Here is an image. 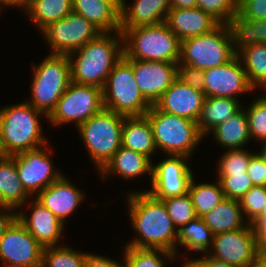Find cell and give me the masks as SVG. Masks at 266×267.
I'll return each instance as SVG.
<instances>
[{
  "mask_svg": "<svg viewBox=\"0 0 266 267\" xmlns=\"http://www.w3.org/2000/svg\"><path fill=\"white\" fill-rule=\"evenodd\" d=\"M126 194L129 220L138 236L125 246L162 249L177 256L178 230L174 227L163 200L155 198L146 190Z\"/></svg>",
  "mask_w": 266,
  "mask_h": 267,
  "instance_id": "obj_1",
  "label": "cell"
},
{
  "mask_svg": "<svg viewBox=\"0 0 266 267\" xmlns=\"http://www.w3.org/2000/svg\"><path fill=\"white\" fill-rule=\"evenodd\" d=\"M123 55L122 32H101L68 55L71 81L103 89L112 68Z\"/></svg>",
  "mask_w": 266,
  "mask_h": 267,
  "instance_id": "obj_2",
  "label": "cell"
},
{
  "mask_svg": "<svg viewBox=\"0 0 266 267\" xmlns=\"http://www.w3.org/2000/svg\"><path fill=\"white\" fill-rule=\"evenodd\" d=\"M47 116L26 100L0 109L2 139L9 156L41 147L48 142L43 136L40 118Z\"/></svg>",
  "mask_w": 266,
  "mask_h": 267,
  "instance_id": "obj_3",
  "label": "cell"
},
{
  "mask_svg": "<svg viewBox=\"0 0 266 267\" xmlns=\"http://www.w3.org/2000/svg\"><path fill=\"white\" fill-rule=\"evenodd\" d=\"M123 35V51L127 59L178 63L181 40L170 30L166 22L120 28Z\"/></svg>",
  "mask_w": 266,
  "mask_h": 267,
  "instance_id": "obj_4",
  "label": "cell"
},
{
  "mask_svg": "<svg viewBox=\"0 0 266 267\" xmlns=\"http://www.w3.org/2000/svg\"><path fill=\"white\" fill-rule=\"evenodd\" d=\"M145 116L151 124L157 150L168 156L191 157L204 138L196 122L162 112L155 105L151 106Z\"/></svg>",
  "mask_w": 266,
  "mask_h": 267,
  "instance_id": "obj_5",
  "label": "cell"
},
{
  "mask_svg": "<svg viewBox=\"0 0 266 267\" xmlns=\"http://www.w3.org/2000/svg\"><path fill=\"white\" fill-rule=\"evenodd\" d=\"M41 61L32 63L31 98L27 102L48 117L71 82L70 59L49 54Z\"/></svg>",
  "mask_w": 266,
  "mask_h": 267,
  "instance_id": "obj_6",
  "label": "cell"
},
{
  "mask_svg": "<svg viewBox=\"0 0 266 267\" xmlns=\"http://www.w3.org/2000/svg\"><path fill=\"white\" fill-rule=\"evenodd\" d=\"M125 116L104 108L77 127L81 141L99 172L122 146Z\"/></svg>",
  "mask_w": 266,
  "mask_h": 267,
  "instance_id": "obj_7",
  "label": "cell"
},
{
  "mask_svg": "<svg viewBox=\"0 0 266 267\" xmlns=\"http://www.w3.org/2000/svg\"><path fill=\"white\" fill-rule=\"evenodd\" d=\"M102 92L104 108L125 117L144 116L152 106L136 83L132 59L124 55L112 68Z\"/></svg>",
  "mask_w": 266,
  "mask_h": 267,
  "instance_id": "obj_8",
  "label": "cell"
},
{
  "mask_svg": "<svg viewBox=\"0 0 266 267\" xmlns=\"http://www.w3.org/2000/svg\"><path fill=\"white\" fill-rule=\"evenodd\" d=\"M234 56L230 31L226 24H219L210 33L182 40L178 65L206 70L221 66Z\"/></svg>",
  "mask_w": 266,
  "mask_h": 267,
  "instance_id": "obj_9",
  "label": "cell"
},
{
  "mask_svg": "<svg viewBox=\"0 0 266 267\" xmlns=\"http://www.w3.org/2000/svg\"><path fill=\"white\" fill-rule=\"evenodd\" d=\"M103 109L101 88L71 81L47 121L54 127L72 122L77 128Z\"/></svg>",
  "mask_w": 266,
  "mask_h": 267,
  "instance_id": "obj_10",
  "label": "cell"
},
{
  "mask_svg": "<svg viewBox=\"0 0 266 267\" xmlns=\"http://www.w3.org/2000/svg\"><path fill=\"white\" fill-rule=\"evenodd\" d=\"M50 54L69 55L95 39L101 31L83 16L71 12L41 31Z\"/></svg>",
  "mask_w": 266,
  "mask_h": 267,
  "instance_id": "obj_11",
  "label": "cell"
},
{
  "mask_svg": "<svg viewBox=\"0 0 266 267\" xmlns=\"http://www.w3.org/2000/svg\"><path fill=\"white\" fill-rule=\"evenodd\" d=\"M48 145L49 143L13 155L19 180L22 182L26 192L31 196L33 194L37 196L43 189L63 175L62 171H58L53 167L52 159L50 160L51 157L49 156L52 153V148Z\"/></svg>",
  "mask_w": 266,
  "mask_h": 267,
  "instance_id": "obj_12",
  "label": "cell"
},
{
  "mask_svg": "<svg viewBox=\"0 0 266 267\" xmlns=\"http://www.w3.org/2000/svg\"><path fill=\"white\" fill-rule=\"evenodd\" d=\"M190 157L169 155L152 168L151 189L148 191L157 199H167L188 193L193 172L188 165ZM187 162V163H186Z\"/></svg>",
  "mask_w": 266,
  "mask_h": 267,
  "instance_id": "obj_13",
  "label": "cell"
},
{
  "mask_svg": "<svg viewBox=\"0 0 266 267\" xmlns=\"http://www.w3.org/2000/svg\"><path fill=\"white\" fill-rule=\"evenodd\" d=\"M207 255L233 266L249 267L258 257L256 235L251 224L215 234Z\"/></svg>",
  "mask_w": 266,
  "mask_h": 267,
  "instance_id": "obj_14",
  "label": "cell"
},
{
  "mask_svg": "<svg viewBox=\"0 0 266 267\" xmlns=\"http://www.w3.org/2000/svg\"><path fill=\"white\" fill-rule=\"evenodd\" d=\"M44 247L16 218L0 240L2 264L41 267Z\"/></svg>",
  "mask_w": 266,
  "mask_h": 267,
  "instance_id": "obj_15",
  "label": "cell"
},
{
  "mask_svg": "<svg viewBox=\"0 0 266 267\" xmlns=\"http://www.w3.org/2000/svg\"><path fill=\"white\" fill-rule=\"evenodd\" d=\"M204 73L205 97L239 100V94L254 91L238 55H235L229 62L221 66L204 70Z\"/></svg>",
  "mask_w": 266,
  "mask_h": 267,
  "instance_id": "obj_16",
  "label": "cell"
},
{
  "mask_svg": "<svg viewBox=\"0 0 266 267\" xmlns=\"http://www.w3.org/2000/svg\"><path fill=\"white\" fill-rule=\"evenodd\" d=\"M178 63L132 59L136 83L144 98L154 105L177 78Z\"/></svg>",
  "mask_w": 266,
  "mask_h": 267,
  "instance_id": "obj_17",
  "label": "cell"
},
{
  "mask_svg": "<svg viewBox=\"0 0 266 267\" xmlns=\"http://www.w3.org/2000/svg\"><path fill=\"white\" fill-rule=\"evenodd\" d=\"M29 203L27 208L32 209L31 214L28 216L22 210L18 211L19 221L44 248L59 246L65 224L35 197Z\"/></svg>",
  "mask_w": 266,
  "mask_h": 267,
  "instance_id": "obj_18",
  "label": "cell"
},
{
  "mask_svg": "<svg viewBox=\"0 0 266 267\" xmlns=\"http://www.w3.org/2000/svg\"><path fill=\"white\" fill-rule=\"evenodd\" d=\"M204 99L203 92L193 89L176 78L154 105L162 112L196 122Z\"/></svg>",
  "mask_w": 266,
  "mask_h": 267,
  "instance_id": "obj_19",
  "label": "cell"
},
{
  "mask_svg": "<svg viewBox=\"0 0 266 267\" xmlns=\"http://www.w3.org/2000/svg\"><path fill=\"white\" fill-rule=\"evenodd\" d=\"M85 196L64 174L35 198L65 224L66 219L84 202Z\"/></svg>",
  "mask_w": 266,
  "mask_h": 267,
  "instance_id": "obj_20",
  "label": "cell"
},
{
  "mask_svg": "<svg viewBox=\"0 0 266 267\" xmlns=\"http://www.w3.org/2000/svg\"><path fill=\"white\" fill-rule=\"evenodd\" d=\"M170 0H134L130 7L121 1L120 28L156 25L166 21Z\"/></svg>",
  "mask_w": 266,
  "mask_h": 267,
  "instance_id": "obj_21",
  "label": "cell"
},
{
  "mask_svg": "<svg viewBox=\"0 0 266 267\" xmlns=\"http://www.w3.org/2000/svg\"><path fill=\"white\" fill-rule=\"evenodd\" d=\"M170 30L182 41L210 33L219 23L200 8H171L166 21Z\"/></svg>",
  "mask_w": 266,
  "mask_h": 267,
  "instance_id": "obj_22",
  "label": "cell"
},
{
  "mask_svg": "<svg viewBox=\"0 0 266 267\" xmlns=\"http://www.w3.org/2000/svg\"><path fill=\"white\" fill-rule=\"evenodd\" d=\"M152 160L144 154L121 146L100 170L101 180H106L110 175L119 176L124 180H131L150 174L149 181H152Z\"/></svg>",
  "mask_w": 266,
  "mask_h": 267,
  "instance_id": "obj_23",
  "label": "cell"
},
{
  "mask_svg": "<svg viewBox=\"0 0 266 267\" xmlns=\"http://www.w3.org/2000/svg\"><path fill=\"white\" fill-rule=\"evenodd\" d=\"M122 0H73V12L83 16L101 32L120 31Z\"/></svg>",
  "mask_w": 266,
  "mask_h": 267,
  "instance_id": "obj_24",
  "label": "cell"
},
{
  "mask_svg": "<svg viewBox=\"0 0 266 267\" xmlns=\"http://www.w3.org/2000/svg\"><path fill=\"white\" fill-rule=\"evenodd\" d=\"M30 195L19 180L15 158L0 159V206L21 210L26 206Z\"/></svg>",
  "mask_w": 266,
  "mask_h": 267,
  "instance_id": "obj_25",
  "label": "cell"
},
{
  "mask_svg": "<svg viewBox=\"0 0 266 267\" xmlns=\"http://www.w3.org/2000/svg\"><path fill=\"white\" fill-rule=\"evenodd\" d=\"M122 146L151 159L157 151L151 124L144 116L125 117L122 128Z\"/></svg>",
  "mask_w": 266,
  "mask_h": 267,
  "instance_id": "obj_26",
  "label": "cell"
},
{
  "mask_svg": "<svg viewBox=\"0 0 266 267\" xmlns=\"http://www.w3.org/2000/svg\"><path fill=\"white\" fill-rule=\"evenodd\" d=\"M241 100L222 97H205L200 115L196 121L199 132L205 137L218 124L229 120L243 107Z\"/></svg>",
  "mask_w": 266,
  "mask_h": 267,
  "instance_id": "obj_27",
  "label": "cell"
},
{
  "mask_svg": "<svg viewBox=\"0 0 266 267\" xmlns=\"http://www.w3.org/2000/svg\"><path fill=\"white\" fill-rule=\"evenodd\" d=\"M226 25L231 34L235 55H238L245 48L255 44H266L265 18L247 20L237 13Z\"/></svg>",
  "mask_w": 266,
  "mask_h": 267,
  "instance_id": "obj_28",
  "label": "cell"
},
{
  "mask_svg": "<svg viewBox=\"0 0 266 267\" xmlns=\"http://www.w3.org/2000/svg\"><path fill=\"white\" fill-rule=\"evenodd\" d=\"M202 219L214 235L238 230L249 224L245 220L239 201L229 198H224L216 207L204 214Z\"/></svg>",
  "mask_w": 266,
  "mask_h": 267,
  "instance_id": "obj_29",
  "label": "cell"
},
{
  "mask_svg": "<svg viewBox=\"0 0 266 267\" xmlns=\"http://www.w3.org/2000/svg\"><path fill=\"white\" fill-rule=\"evenodd\" d=\"M216 144L224 149L245 148L251 140L245 109H241L229 120L218 124L212 131Z\"/></svg>",
  "mask_w": 266,
  "mask_h": 267,
  "instance_id": "obj_30",
  "label": "cell"
},
{
  "mask_svg": "<svg viewBox=\"0 0 266 267\" xmlns=\"http://www.w3.org/2000/svg\"><path fill=\"white\" fill-rule=\"evenodd\" d=\"M73 12V0H30L25 14L42 31L50 23Z\"/></svg>",
  "mask_w": 266,
  "mask_h": 267,
  "instance_id": "obj_31",
  "label": "cell"
},
{
  "mask_svg": "<svg viewBox=\"0 0 266 267\" xmlns=\"http://www.w3.org/2000/svg\"><path fill=\"white\" fill-rule=\"evenodd\" d=\"M214 234L202 217H196L178 230L177 245L191 252L207 254L213 244Z\"/></svg>",
  "mask_w": 266,
  "mask_h": 267,
  "instance_id": "obj_32",
  "label": "cell"
},
{
  "mask_svg": "<svg viewBox=\"0 0 266 267\" xmlns=\"http://www.w3.org/2000/svg\"><path fill=\"white\" fill-rule=\"evenodd\" d=\"M240 58L248 81L254 89L266 91V44H255L242 50Z\"/></svg>",
  "mask_w": 266,
  "mask_h": 267,
  "instance_id": "obj_33",
  "label": "cell"
},
{
  "mask_svg": "<svg viewBox=\"0 0 266 267\" xmlns=\"http://www.w3.org/2000/svg\"><path fill=\"white\" fill-rule=\"evenodd\" d=\"M194 180L193 176L188 193L192 198L197 217H202L216 207L225 198V195L218 179L215 184L204 182L197 184Z\"/></svg>",
  "mask_w": 266,
  "mask_h": 267,
  "instance_id": "obj_34",
  "label": "cell"
},
{
  "mask_svg": "<svg viewBox=\"0 0 266 267\" xmlns=\"http://www.w3.org/2000/svg\"><path fill=\"white\" fill-rule=\"evenodd\" d=\"M123 267H167L165 262L171 263L177 257L176 254L162 249H143L124 246Z\"/></svg>",
  "mask_w": 266,
  "mask_h": 267,
  "instance_id": "obj_35",
  "label": "cell"
},
{
  "mask_svg": "<svg viewBox=\"0 0 266 267\" xmlns=\"http://www.w3.org/2000/svg\"><path fill=\"white\" fill-rule=\"evenodd\" d=\"M86 254L61 244L46 247L43 249L41 267H84Z\"/></svg>",
  "mask_w": 266,
  "mask_h": 267,
  "instance_id": "obj_36",
  "label": "cell"
},
{
  "mask_svg": "<svg viewBox=\"0 0 266 267\" xmlns=\"http://www.w3.org/2000/svg\"><path fill=\"white\" fill-rule=\"evenodd\" d=\"M162 200L168 215L170 216L172 223L177 230L181 229L189 221L197 217L192 198L189 193Z\"/></svg>",
  "mask_w": 266,
  "mask_h": 267,
  "instance_id": "obj_37",
  "label": "cell"
},
{
  "mask_svg": "<svg viewBox=\"0 0 266 267\" xmlns=\"http://www.w3.org/2000/svg\"><path fill=\"white\" fill-rule=\"evenodd\" d=\"M245 112L251 140H258V143L266 140V96L260 94V97L250 102Z\"/></svg>",
  "mask_w": 266,
  "mask_h": 267,
  "instance_id": "obj_38",
  "label": "cell"
},
{
  "mask_svg": "<svg viewBox=\"0 0 266 267\" xmlns=\"http://www.w3.org/2000/svg\"><path fill=\"white\" fill-rule=\"evenodd\" d=\"M254 152L240 149H227L218 160L217 174H238L247 172L249 161Z\"/></svg>",
  "mask_w": 266,
  "mask_h": 267,
  "instance_id": "obj_39",
  "label": "cell"
},
{
  "mask_svg": "<svg viewBox=\"0 0 266 267\" xmlns=\"http://www.w3.org/2000/svg\"><path fill=\"white\" fill-rule=\"evenodd\" d=\"M200 8L219 24H227L238 13V0H196Z\"/></svg>",
  "mask_w": 266,
  "mask_h": 267,
  "instance_id": "obj_40",
  "label": "cell"
},
{
  "mask_svg": "<svg viewBox=\"0 0 266 267\" xmlns=\"http://www.w3.org/2000/svg\"><path fill=\"white\" fill-rule=\"evenodd\" d=\"M225 198L241 199L252 187L251 180L247 172L238 174H217Z\"/></svg>",
  "mask_w": 266,
  "mask_h": 267,
  "instance_id": "obj_41",
  "label": "cell"
},
{
  "mask_svg": "<svg viewBox=\"0 0 266 267\" xmlns=\"http://www.w3.org/2000/svg\"><path fill=\"white\" fill-rule=\"evenodd\" d=\"M239 204L247 222L251 223L262 211L266 204V186H253L239 199Z\"/></svg>",
  "mask_w": 266,
  "mask_h": 267,
  "instance_id": "obj_42",
  "label": "cell"
},
{
  "mask_svg": "<svg viewBox=\"0 0 266 267\" xmlns=\"http://www.w3.org/2000/svg\"><path fill=\"white\" fill-rule=\"evenodd\" d=\"M177 78L193 89L205 94L204 70L187 65H177Z\"/></svg>",
  "mask_w": 266,
  "mask_h": 267,
  "instance_id": "obj_43",
  "label": "cell"
},
{
  "mask_svg": "<svg viewBox=\"0 0 266 267\" xmlns=\"http://www.w3.org/2000/svg\"><path fill=\"white\" fill-rule=\"evenodd\" d=\"M238 13L247 20L266 19V0H238Z\"/></svg>",
  "mask_w": 266,
  "mask_h": 267,
  "instance_id": "obj_44",
  "label": "cell"
},
{
  "mask_svg": "<svg viewBox=\"0 0 266 267\" xmlns=\"http://www.w3.org/2000/svg\"><path fill=\"white\" fill-rule=\"evenodd\" d=\"M247 174L253 186H266V162L258 153L251 156Z\"/></svg>",
  "mask_w": 266,
  "mask_h": 267,
  "instance_id": "obj_45",
  "label": "cell"
},
{
  "mask_svg": "<svg viewBox=\"0 0 266 267\" xmlns=\"http://www.w3.org/2000/svg\"><path fill=\"white\" fill-rule=\"evenodd\" d=\"M84 267H123V264L106 256L87 253Z\"/></svg>",
  "mask_w": 266,
  "mask_h": 267,
  "instance_id": "obj_46",
  "label": "cell"
},
{
  "mask_svg": "<svg viewBox=\"0 0 266 267\" xmlns=\"http://www.w3.org/2000/svg\"><path fill=\"white\" fill-rule=\"evenodd\" d=\"M17 211L8 207L0 206V240L3 237L6 229L17 218Z\"/></svg>",
  "mask_w": 266,
  "mask_h": 267,
  "instance_id": "obj_47",
  "label": "cell"
},
{
  "mask_svg": "<svg viewBox=\"0 0 266 267\" xmlns=\"http://www.w3.org/2000/svg\"><path fill=\"white\" fill-rule=\"evenodd\" d=\"M199 267H237L204 254L200 258L192 259Z\"/></svg>",
  "mask_w": 266,
  "mask_h": 267,
  "instance_id": "obj_48",
  "label": "cell"
},
{
  "mask_svg": "<svg viewBox=\"0 0 266 267\" xmlns=\"http://www.w3.org/2000/svg\"><path fill=\"white\" fill-rule=\"evenodd\" d=\"M256 235L258 257L266 258V230H253Z\"/></svg>",
  "mask_w": 266,
  "mask_h": 267,
  "instance_id": "obj_49",
  "label": "cell"
},
{
  "mask_svg": "<svg viewBox=\"0 0 266 267\" xmlns=\"http://www.w3.org/2000/svg\"><path fill=\"white\" fill-rule=\"evenodd\" d=\"M30 4V0H0V12H2L3 8L20 7L22 11H27Z\"/></svg>",
  "mask_w": 266,
  "mask_h": 267,
  "instance_id": "obj_50",
  "label": "cell"
},
{
  "mask_svg": "<svg viewBox=\"0 0 266 267\" xmlns=\"http://www.w3.org/2000/svg\"><path fill=\"white\" fill-rule=\"evenodd\" d=\"M250 224L253 230H266V204L261 213Z\"/></svg>",
  "mask_w": 266,
  "mask_h": 267,
  "instance_id": "obj_51",
  "label": "cell"
},
{
  "mask_svg": "<svg viewBox=\"0 0 266 267\" xmlns=\"http://www.w3.org/2000/svg\"><path fill=\"white\" fill-rule=\"evenodd\" d=\"M171 8L193 9L197 7L196 0H170Z\"/></svg>",
  "mask_w": 266,
  "mask_h": 267,
  "instance_id": "obj_52",
  "label": "cell"
},
{
  "mask_svg": "<svg viewBox=\"0 0 266 267\" xmlns=\"http://www.w3.org/2000/svg\"><path fill=\"white\" fill-rule=\"evenodd\" d=\"M249 267H266V258L257 257Z\"/></svg>",
  "mask_w": 266,
  "mask_h": 267,
  "instance_id": "obj_53",
  "label": "cell"
},
{
  "mask_svg": "<svg viewBox=\"0 0 266 267\" xmlns=\"http://www.w3.org/2000/svg\"><path fill=\"white\" fill-rule=\"evenodd\" d=\"M8 156L9 155L7 154L6 149H5L3 139H2V132H1V128H0V159L8 157Z\"/></svg>",
  "mask_w": 266,
  "mask_h": 267,
  "instance_id": "obj_54",
  "label": "cell"
},
{
  "mask_svg": "<svg viewBox=\"0 0 266 267\" xmlns=\"http://www.w3.org/2000/svg\"><path fill=\"white\" fill-rule=\"evenodd\" d=\"M262 144L261 151L258 153L260 157L266 162V140L260 142Z\"/></svg>",
  "mask_w": 266,
  "mask_h": 267,
  "instance_id": "obj_55",
  "label": "cell"
},
{
  "mask_svg": "<svg viewBox=\"0 0 266 267\" xmlns=\"http://www.w3.org/2000/svg\"><path fill=\"white\" fill-rule=\"evenodd\" d=\"M182 267H199L193 260L186 259V261L183 262Z\"/></svg>",
  "mask_w": 266,
  "mask_h": 267,
  "instance_id": "obj_56",
  "label": "cell"
},
{
  "mask_svg": "<svg viewBox=\"0 0 266 267\" xmlns=\"http://www.w3.org/2000/svg\"><path fill=\"white\" fill-rule=\"evenodd\" d=\"M2 267H27V266H20V265H10V264H2Z\"/></svg>",
  "mask_w": 266,
  "mask_h": 267,
  "instance_id": "obj_57",
  "label": "cell"
}]
</instances>
